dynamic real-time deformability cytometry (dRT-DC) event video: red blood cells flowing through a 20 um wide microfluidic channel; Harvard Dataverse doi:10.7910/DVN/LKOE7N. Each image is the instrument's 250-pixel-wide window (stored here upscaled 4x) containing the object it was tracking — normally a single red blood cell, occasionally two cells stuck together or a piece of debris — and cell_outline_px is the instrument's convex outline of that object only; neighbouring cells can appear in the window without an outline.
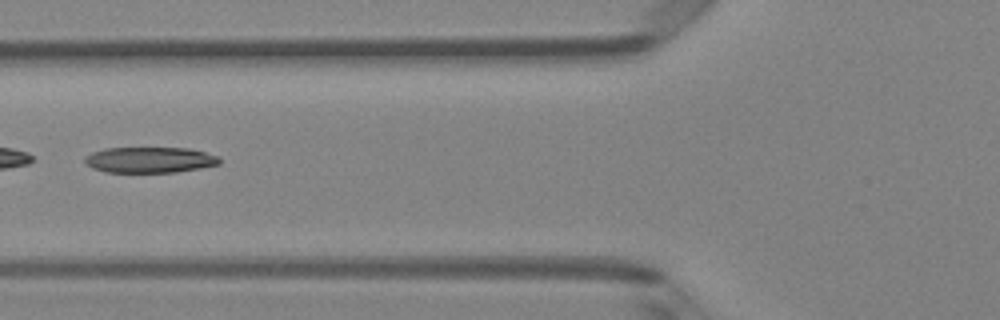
{"species": "Egyptian fruit bat (a non-hibernating species)", "species_latin": "Rousettus aegyptiacus", "temperature_condition": "room temperature", "stored_images_in_passage": 6, "camera_frame_rate_fps": 3000, "um_per_image_px": 0.085, "animal": {"sex": "female"}, "frame": {"image": 1, "passage_image": 6, "time_ms": 1.667, "image_size_px": [1000, 320], "cell_outline_px": [[220, 164], [200, 168], [176, 172], [104, 172], [92, 168], [84, 164], [84, 156], [92, 152], [104, 148], [188, 148], [220, 156]], "centroid_in_image_um": [12.69, 13.59], "position_along_channel_um": 113.1, "area_um2": 20.4}}